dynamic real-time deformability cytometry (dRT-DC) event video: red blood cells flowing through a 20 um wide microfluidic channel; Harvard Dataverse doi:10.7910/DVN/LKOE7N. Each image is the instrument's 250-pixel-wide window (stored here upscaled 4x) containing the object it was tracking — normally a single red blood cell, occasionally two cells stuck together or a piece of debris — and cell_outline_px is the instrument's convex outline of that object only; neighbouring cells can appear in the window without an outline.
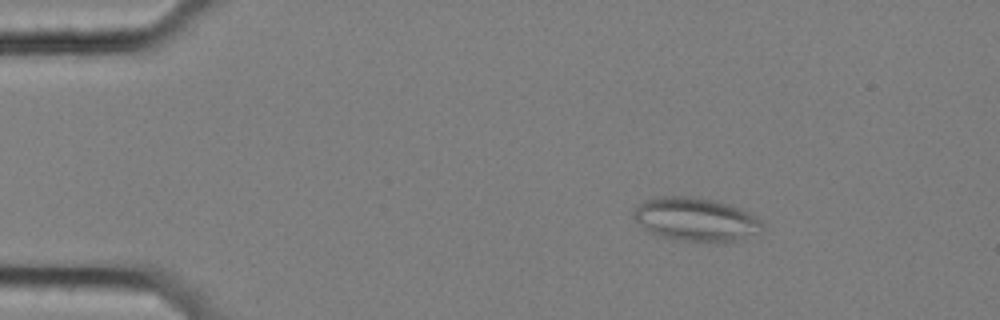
{"species": "common noctule bat (a hibernating species)", "species_latin": "Nyctalus noctula", "temperature_condition": "cold", "stored_images_in_passage": 52, "segment_of_instrument_passage": [1, 2], "camera_frame_rate_fps": 3000, "um_per_image_px": 0.085, "animal": {"sex": "female", "body_mass_g": 25.1}, "frame": {"image": 1, "passage_image": 4, "time_ms": 1.0, "image_size_px": [1000, 320], "cell_outline_px": [[760, 232], [724, 244], [716, 244], [680, 240], [648, 232], [632, 216], [632, 212], [644, 200], [656, 196], [700, 196], [716, 200], [740, 208], [756, 216], [760, 220]], "centroid_in_image_um": [59.13, 18.65], "position_along_channel_um": 25.9, "area_um2": 33.0}}